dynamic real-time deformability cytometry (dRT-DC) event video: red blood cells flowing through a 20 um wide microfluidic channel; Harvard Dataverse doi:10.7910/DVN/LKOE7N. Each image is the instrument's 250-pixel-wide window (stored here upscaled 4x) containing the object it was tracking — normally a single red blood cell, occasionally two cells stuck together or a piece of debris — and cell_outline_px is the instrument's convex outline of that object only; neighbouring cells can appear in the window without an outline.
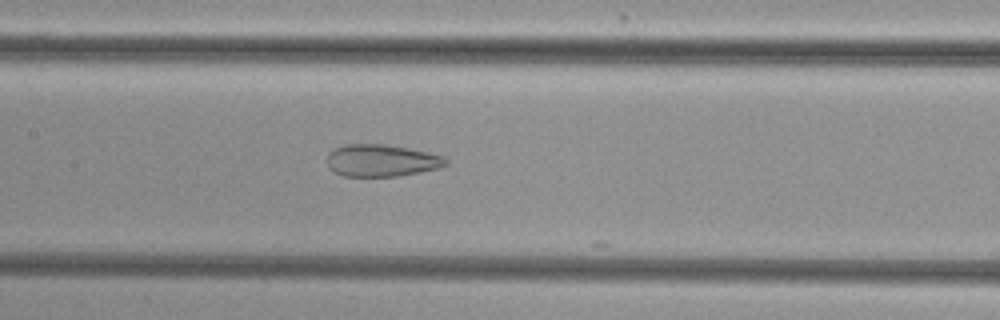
{"species": "common noctule bat (a hibernating species)", "species_latin": "Nyctalus noctula", "temperature_condition": "cold", "stored_images_in_passage": 14, "camera_frame_rate_fps": 3000, "um_per_image_px": 0.085, "animal": {"sex": "female", "body_mass_g": 29.2, "forearm_length_mm": 56.3}, "frame": {"image": 1, "passage_image": 10, "time_ms": 3.0, "image_size_px": [1000, 320], "cell_outline_px": [[448, 164], [440, 168], [400, 176], [344, 176], [328, 168], [328, 152], [344, 144], [384, 144], [408, 148], [428, 152], [444, 156], [448, 160]], "centroid_in_image_um": [32.46, 13.64], "position_along_channel_um": 174.9, "area_um2": 22.31}}
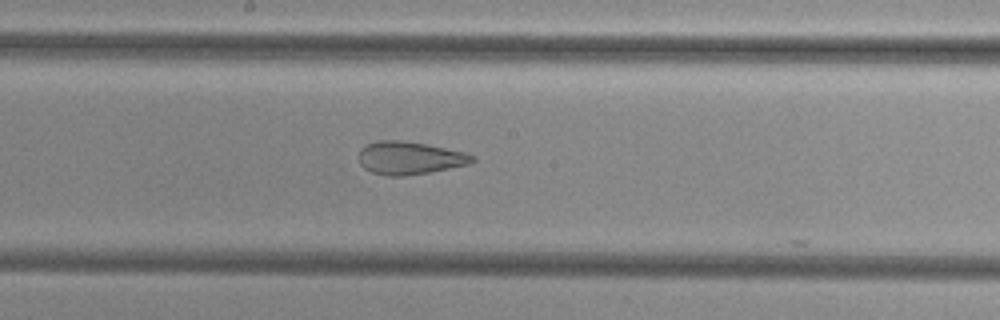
{"frame": {"image": 2, "passage_image": 13, "time_ms": 4.0, "image_size_px": [1000, 320], "cell_outline_px": [[476, 160], [468, 164], [428, 172], [404, 176], [388, 176], [372, 172], [364, 168], [360, 164], [360, 148], [376, 140], [400, 140], [428, 144], [464, 152], [476, 156]], "centroid_in_image_um": [34.81, 13.42], "position_along_channel_um": 213.4, "area_um2": 21.68}}